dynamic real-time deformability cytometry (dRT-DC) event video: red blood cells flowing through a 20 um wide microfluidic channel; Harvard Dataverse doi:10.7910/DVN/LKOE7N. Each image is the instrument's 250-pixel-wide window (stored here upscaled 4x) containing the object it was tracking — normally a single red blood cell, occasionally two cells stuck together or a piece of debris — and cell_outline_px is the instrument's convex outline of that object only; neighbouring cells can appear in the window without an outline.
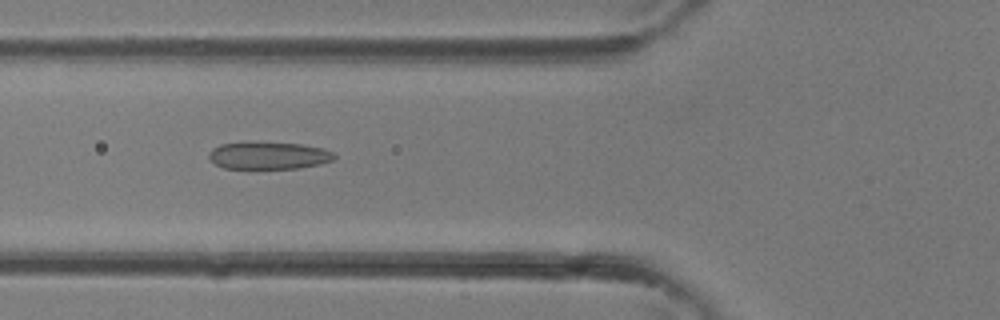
{"species": "common noctule bat (a hibernating species)", "species_latin": "Nyctalus noctula", "temperature_condition": "room temperature", "stored_images_in_passage": 37, "camera_frame_rate_fps": 3000, "um_per_image_px": 0.085, "animal": {"sex": "female"}, "frame": {"image": 1, "passage_image": 14, "time_ms": 4.333, "image_size_px": [1000, 320], "cell_outline_px": [[336, 156], [332, 160], [320, 164], [300, 168], [224, 168], [216, 164], [208, 156], [208, 152], [212, 148], [220, 144], [300, 144], [324, 148], [332, 152]], "centroid_in_image_um": [22.86, 13.25], "position_along_channel_um": 102.9, "area_um2": 19.25}}
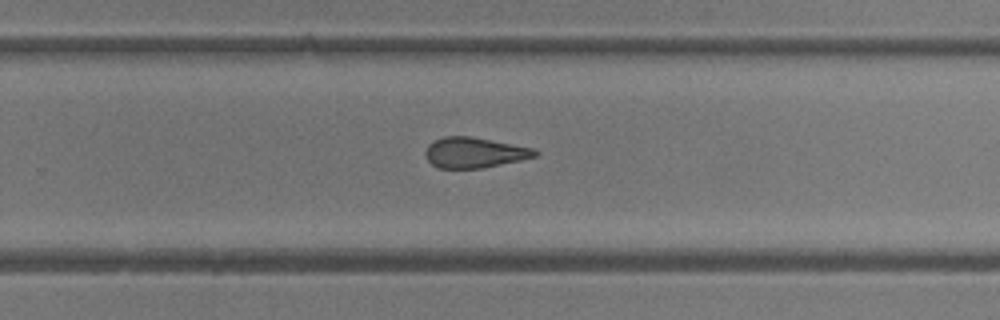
{"frame": {"image": 2, "passage_image": 24, "time_ms": 7.667, "image_size_px": [1000, 320], "cell_outline_px": [[540, 152], [536, 156], [520, 160], [480, 168], [440, 168], [432, 164], [428, 160], [424, 152], [428, 144], [444, 136], [468, 136], [532, 148]], "centroid_in_image_um": [40.29, 12.97], "position_along_channel_um": 289.5, "area_um2": 19.07}}
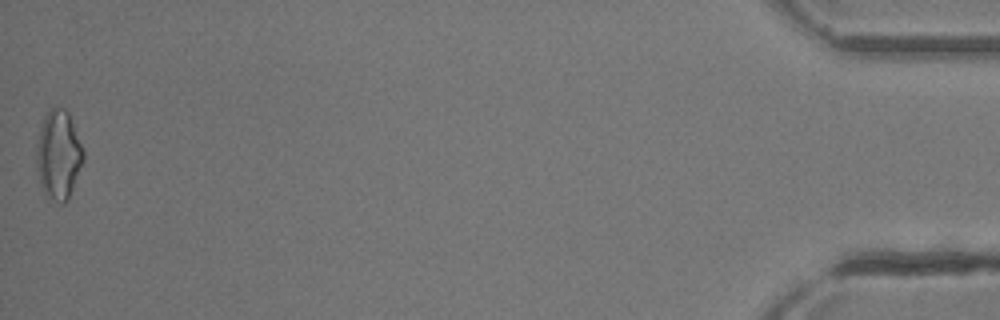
{"frame": {"image": 3, "passage_image": 37, "time_ms": 12.0, "image_size_px": [1000, 320], "cell_outline_px": [[84, 160], [68, 200], [64, 204], [60, 204], [48, 200], [44, 196], [36, 168], [36, 148], [40, 124], [48, 108], [52, 104], [56, 104], [64, 108], [68, 112], [84, 148]], "centroid_in_image_um": [4.96, 13.15], "position_along_channel_um": 430.2, "area_um2": 25.26}}